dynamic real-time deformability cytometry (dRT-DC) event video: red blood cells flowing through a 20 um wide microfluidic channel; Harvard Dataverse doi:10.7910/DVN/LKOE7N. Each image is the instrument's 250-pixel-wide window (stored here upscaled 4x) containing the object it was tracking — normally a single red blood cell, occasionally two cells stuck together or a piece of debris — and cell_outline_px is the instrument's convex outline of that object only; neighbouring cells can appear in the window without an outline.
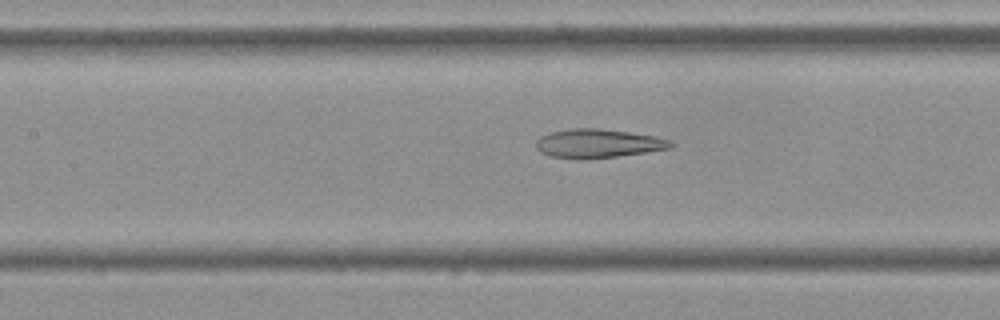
{"species": "Egyptian fruit bat (a non-hibernating species)", "species_latin": "Rousettus aegyptiacus", "temperature_condition": "cold", "stored_images_in_passage": 22, "camera_frame_rate_fps": 3000, "um_per_image_px": 0.085, "frame": {"image": 1, "passage_image": 19, "time_ms": 6.0, "image_size_px": [1000, 320], "cell_outline_px": [[676, 144], [672, 148], [616, 156], [584, 160], [580, 160], [548, 156], [540, 152], [536, 148], [536, 140], [540, 136], [552, 132], [568, 128], [600, 128], [656, 136], [672, 140]], "centroid_in_image_um": [50.82, 12.2], "position_along_channel_um": 156.6, "area_um2": 22.95}}